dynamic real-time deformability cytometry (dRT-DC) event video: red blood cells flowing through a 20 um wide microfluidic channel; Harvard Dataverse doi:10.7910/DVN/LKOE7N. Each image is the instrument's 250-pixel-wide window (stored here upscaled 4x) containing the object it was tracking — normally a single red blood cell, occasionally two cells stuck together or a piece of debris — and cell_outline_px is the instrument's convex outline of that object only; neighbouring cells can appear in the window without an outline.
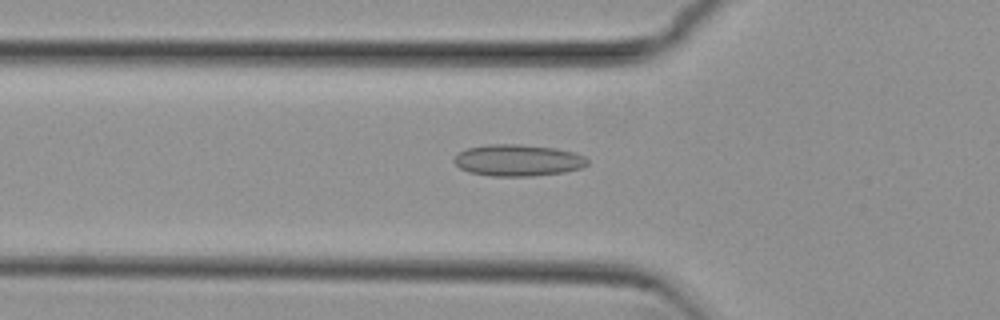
{"species": "common noctule bat (a hibernating species)", "species_latin": "Nyctalus noctula", "temperature_condition": "cold", "stored_images_in_passage": 37, "camera_frame_rate_fps": 3000, "um_per_image_px": 0.085, "animal": {"sex": "female", "body_mass_g": 29.2, "forearm_length_mm": 56.3}, "frame": {"image": 1, "passage_image": 2, "time_ms": 0.333, "image_size_px": [1000, 320], "cell_outline_px": [[588, 164], [580, 168], [564, 172], [532, 176], [492, 176], [468, 172], [460, 168], [452, 160], [456, 152], [468, 148], [488, 144], [520, 144], [556, 148], [572, 152], [584, 156], [588, 160]], "centroid_in_image_um": [43.98, 13.62], "position_along_channel_um": 81.8, "area_um2": 24.68}}
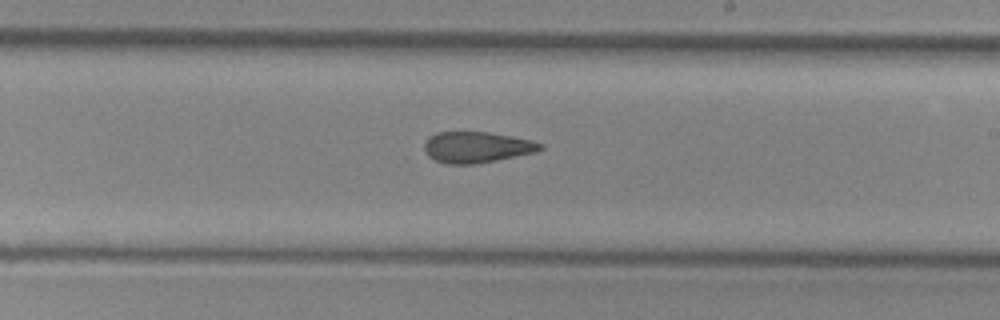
{"frame": {"image": 2, "passage_image": 15, "time_ms": 4.667, "image_size_px": [1000, 320], "cell_outline_px": [[544, 148], [536, 152], [476, 164], [444, 164], [428, 156], [424, 148], [424, 144], [428, 136], [436, 132], [488, 132], [512, 136], [532, 140], [544, 144]], "centroid_in_image_um": [40.52, 12.51], "position_along_channel_um": 248.5, "area_um2": 21.1}}
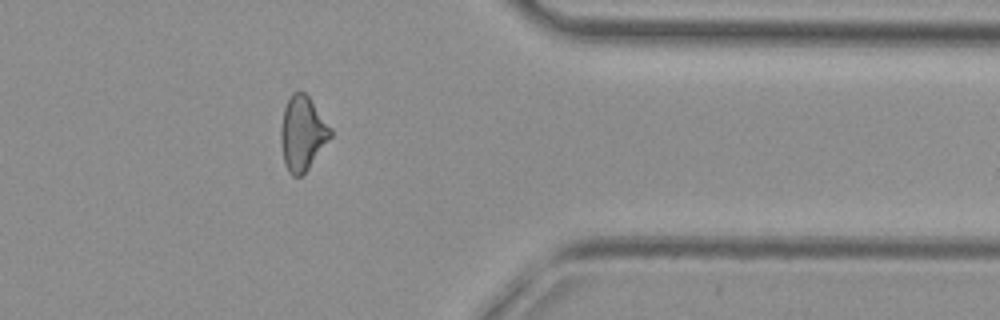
{"frame": {"image": 3, "passage_image": 27, "time_ms": 8.667, "image_size_px": [1000, 320], "cell_outline_px": [[332, 136], [308, 168], [300, 176], [292, 176], [288, 172], [284, 164], [280, 140], [280, 128], [284, 108], [292, 92], [304, 92], [308, 96], [332, 128]], "centroid_in_image_um": [25.7, 11.34], "position_along_channel_um": 385.7, "area_um2": 21.44}, "authors_computed_cell_mechanics": {"area_um2": 21.6172, "velocity_mm_per_s": 3.8301, "shape_relaxation_time_tau1_ms": null, "shape_relaxation_time_tau2_ms": 3.5046, "deformation_change_tau1": null, "deformation_change_tau2": 0.1157}}